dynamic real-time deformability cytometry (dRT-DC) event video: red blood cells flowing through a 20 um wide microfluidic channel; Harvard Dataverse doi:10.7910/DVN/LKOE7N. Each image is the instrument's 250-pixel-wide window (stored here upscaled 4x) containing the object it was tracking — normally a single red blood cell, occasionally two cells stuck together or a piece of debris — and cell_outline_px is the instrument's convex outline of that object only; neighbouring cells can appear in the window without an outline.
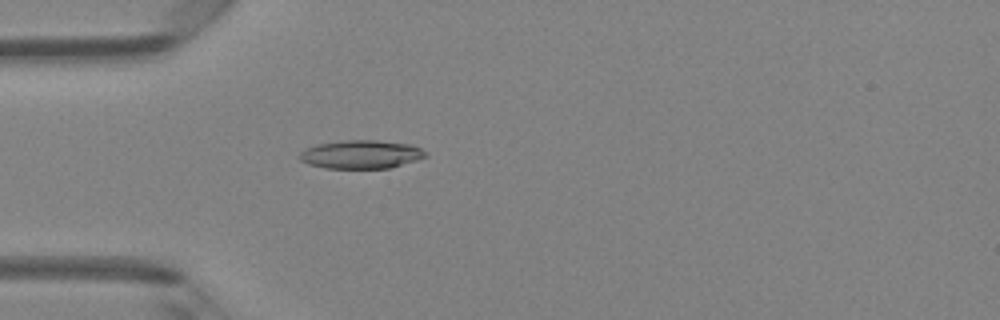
{"species": "Egyptian fruit bat (a non-hibernating species)", "species_latin": "Rousettus aegyptiacus", "temperature_condition": "room temperature", "stored_images_in_passage": 48, "camera_frame_rate_fps": 3000, "um_per_image_px": 0.085, "animal": {"sex": "female"}, "frame": {"image": 1, "passage_image": 14, "time_ms": 4.333, "image_size_px": [1000, 320], "cell_outline_px": [[428, 156], [416, 160], [388, 168], [324, 168], [308, 164], [300, 160], [296, 156], [304, 148], [316, 144], [348, 140], [376, 140], [412, 144], [428, 152]], "centroid_in_image_um": [30.66, 13.12], "position_along_channel_um": 54.3, "area_um2": 21.04}}
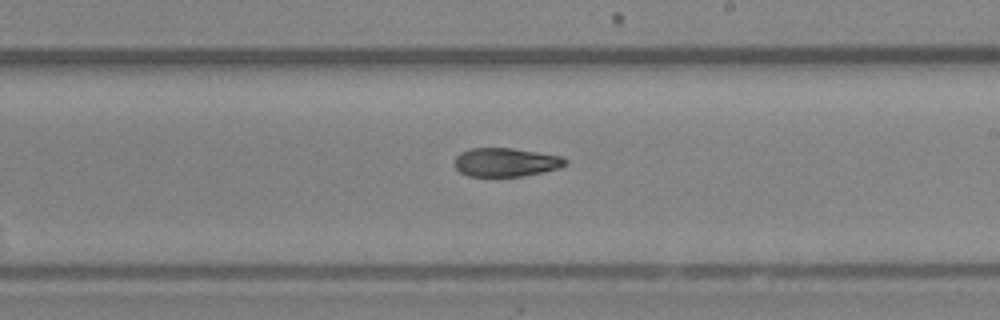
{"frame": {"image": 2, "passage_image": 28, "time_ms": 9.0, "image_size_px": [1000, 320], "cell_outline_px": [[568, 164], [560, 168], [544, 172], [520, 176], [468, 176], [460, 172], [456, 168], [456, 156], [460, 152], [472, 148], [512, 148], [564, 156], [568, 160]], "centroid_in_image_um": [43.06, 13.78], "position_along_channel_um": 245.9, "area_um2": 18.61}}
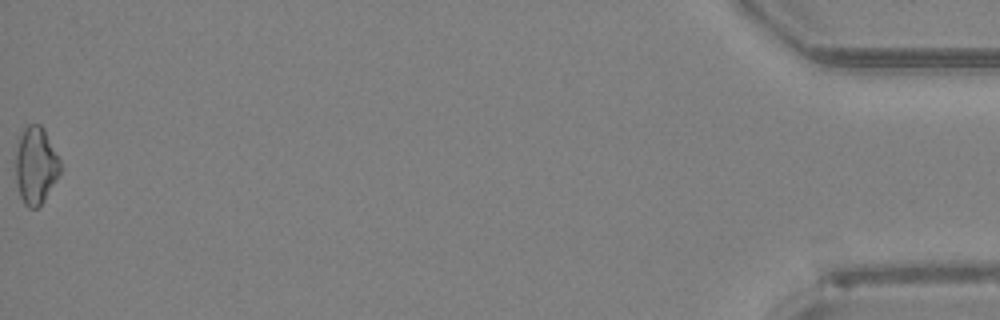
{"frame": {"image": 3, "passage_image": 48, "time_ms": 15.667, "image_size_px": [1000, 320], "cell_outline_px": [[60, 176], [44, 200], [36, 208], [28, 208], [24, 204], [20, 196], [16, 180], [16, 148], [20, 136], [24, 128], [28, 124], [40, 124], [44, 128], [60, 160]], "centroid_in_image_um": [3.05, 14.07], "position_along_channel_um": 432.2, "area_um2": 20.11}, "authors_computed_cell_mechanics": {"area_um2": 19.4786, "velocity_mm_per_s": 4.28, "shape_relaxation_time_tau1_ms": null, "shape_relaxation_time_tau2_ms": 6.2761, "deformation_change_tau1": null, "deformation_change_tau2": 0.1468}}